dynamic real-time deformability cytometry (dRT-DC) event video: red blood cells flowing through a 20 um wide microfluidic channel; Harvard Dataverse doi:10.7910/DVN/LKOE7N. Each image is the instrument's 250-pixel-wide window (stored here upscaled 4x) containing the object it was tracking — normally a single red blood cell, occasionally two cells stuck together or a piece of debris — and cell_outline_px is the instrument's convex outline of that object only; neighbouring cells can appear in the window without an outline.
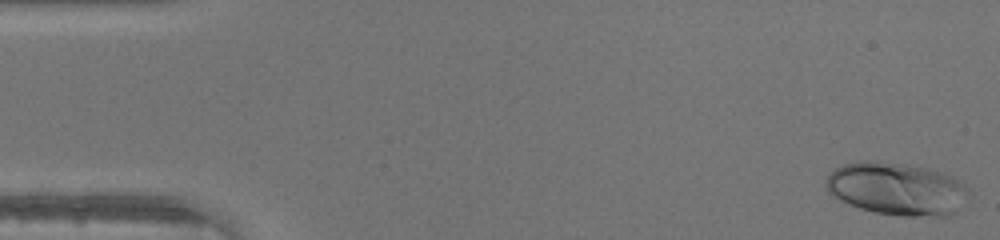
{"species": "human", "species_latin": "Homo sapiens", "temperature_condition": "warm", "stored_images_in_passage": 46, "camera_frame_rate_fps": 3000, "um_per_image_px": 0.085, "donor": {"sex": "male"}, "frame": {"image": 1, "passage_image": 1, "time_ms": 0.0, "image_size_px": [1000, 240], "cell_outline_px": [[968, 192], [956, 212], [948, 216], [900, 216], [872, 212], [848, 204], [832, 196], [828, 192], [824, 184], [828, 176], [836, 168], [844, 164], [860, 160], [876, 160], [928, 168], [944, 172], [968, 188]], "centroid_in_image_um": [76.17, 16.05], "position_along_channel_um": 8.8, "area_um2": 43.87}}
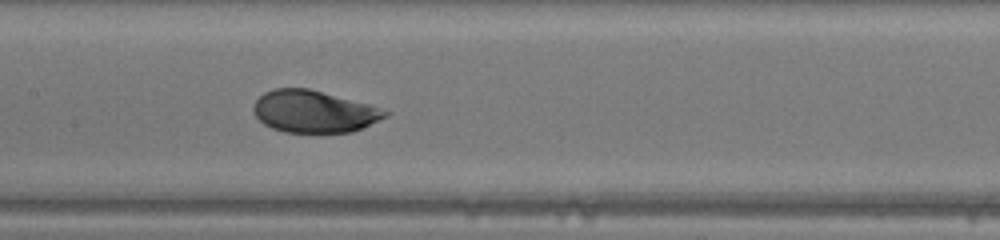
{"frame": {"image": 2, "passage_image": 22, "time_ms": 7.0, "image_size_px": [1000, 240], "cell_outline_px": [[392, 112], [388, 116], [352, 132], [284, 132], [272, 128], [264, 124], [252, 112], [252, 104], [264, 92], [272, 88], [308, 88], [368, 104]], "centroid_in_image_um": [26.65, 9.47], "position_along_channel_um": 180.8, "area_um2": 32.25}}
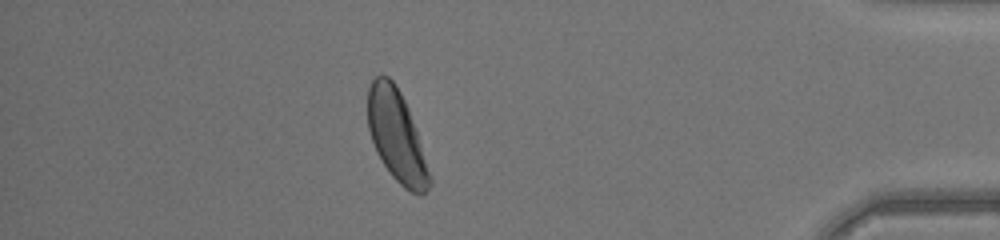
{"frame": {"image": 3, "passage_image": 40, "time_ms": 13.0, "image_size_px": [1000, 240], "cell_outline_px": [[432, 184], [420, 196], [404, 188], [392, 176], [376, 152], [368, 128], [368, 88], [372, 80], [376, 76], [388, 76], [392, 80], [400, 92], [408, 108], [432, 180]], "centroid_in_image_um": [33.69, 11.57], "position_along_channel_um": 401.5, "area_um2": 32.25}}